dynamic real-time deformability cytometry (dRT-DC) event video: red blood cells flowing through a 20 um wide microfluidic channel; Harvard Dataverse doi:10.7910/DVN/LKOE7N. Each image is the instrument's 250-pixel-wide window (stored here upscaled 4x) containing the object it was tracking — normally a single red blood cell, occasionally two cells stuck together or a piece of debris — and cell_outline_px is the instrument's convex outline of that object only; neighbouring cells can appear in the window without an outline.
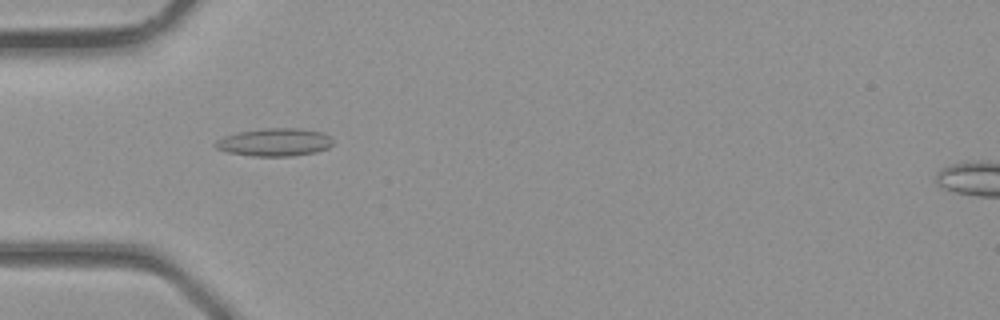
{"species": "common noctule bat (a hibernating species)", "species_latin": "Nyctalus noctula", "temperature_condition": "room temperature", "stored_images_in_passage": 2, "camera_frame_rate_fps": 3000, "um_per_image_px": 0.085, "animal": {"sex": "male", "body_mass_g": 23.1, "forearm_length_mm": 52.7}, "frame": {"image": 1, "passage_image": 2, "time_ms": 0.333, "image_size_px": [1000, 320], "cell_outline_px": [[332, 144], [328, 148], [316, 152], [292, 156], [252, 156], [228, 152], [216, 148], [212, 144], [216, 140], [224, 136], [240, 132], [268, 128], [300, 128], [320, 132], [332, 136]], "centroid_in_image_um": [23.35, 12.09], "position_along_channel_um": 61.7, "area_um2": 19.07}}